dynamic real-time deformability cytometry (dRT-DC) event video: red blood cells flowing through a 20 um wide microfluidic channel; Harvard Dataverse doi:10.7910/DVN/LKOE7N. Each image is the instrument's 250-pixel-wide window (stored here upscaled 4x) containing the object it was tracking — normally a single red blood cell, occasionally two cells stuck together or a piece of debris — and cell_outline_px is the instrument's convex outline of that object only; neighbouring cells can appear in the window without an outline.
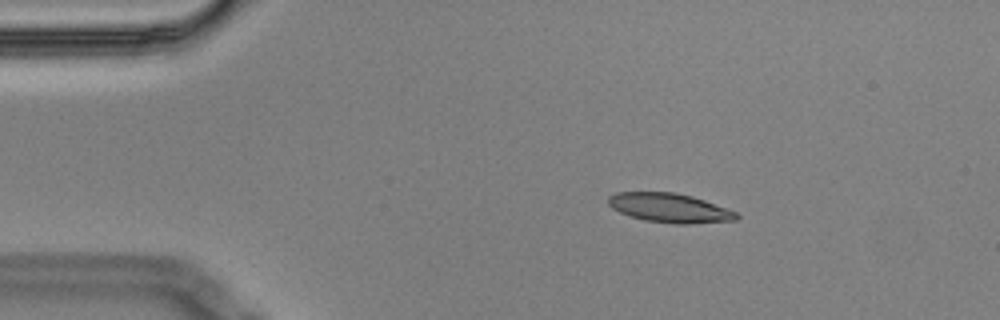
{"species": "Egyptian fruit bat (a non-hibernating species)", "species_latin": "Rousettus aegyptiacus", "temperature_condition": "cold", "stored_images_in_passage": 5, "camera_frame_rate_fps": 3000, "um_per_image_px": 0.085, "animal": {"sex": "male"}, "frame": {"image": 1, "passage_image": 3, "time_ms": 0.667, "image_size_px": [1000, 320], "cell_outline_px": [[740, 216], [736, 220], [692, 224], [676, 224], [644, 220], [620, 212], [612, 208], [608, 204], [608, 196], [616, 192], [676, 192], [692, 196], [704, 200], [736, 212]], "centroid_in_image_um": [56.91, 17.67], "position_along_channel_um": 28.1, "area_um2": 21.79}}